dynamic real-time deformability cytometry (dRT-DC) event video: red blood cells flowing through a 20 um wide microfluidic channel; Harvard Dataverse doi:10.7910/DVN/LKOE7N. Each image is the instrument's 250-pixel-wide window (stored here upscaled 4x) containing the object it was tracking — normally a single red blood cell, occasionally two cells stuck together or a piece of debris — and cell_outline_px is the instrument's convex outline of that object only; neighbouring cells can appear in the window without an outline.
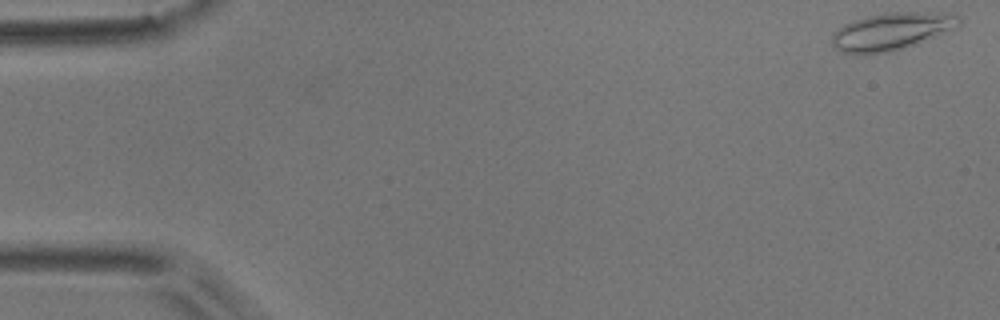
{"species": "common noctule bat (a hibernating species)", "species_latin": "Nyctalus noctula", "temperature_condition": "room temperature", "stored_images_in_passage": 5, "camera_frame_rate_fps": 3000, "um_per_image_px": 0.085, "animal": {"sex": "male", "body_mass_g": 17.9}, "frame": {"image": 1, "passage_image": 1, "time_ms": 0.0, "image_size_px": [1000, 320], "cell_outline_px": [[960, 24], [936, 36], [888, 52], [840, 52], [832, 44], [832, 36], [836, 28], [852, 20], [868, 16], [892, 12], [956, 12], [960, 16]], "centroid_in_image_um": [75.79, 2.61], "position_along_channel_um": 9.2, "area_um2": 27.11}}